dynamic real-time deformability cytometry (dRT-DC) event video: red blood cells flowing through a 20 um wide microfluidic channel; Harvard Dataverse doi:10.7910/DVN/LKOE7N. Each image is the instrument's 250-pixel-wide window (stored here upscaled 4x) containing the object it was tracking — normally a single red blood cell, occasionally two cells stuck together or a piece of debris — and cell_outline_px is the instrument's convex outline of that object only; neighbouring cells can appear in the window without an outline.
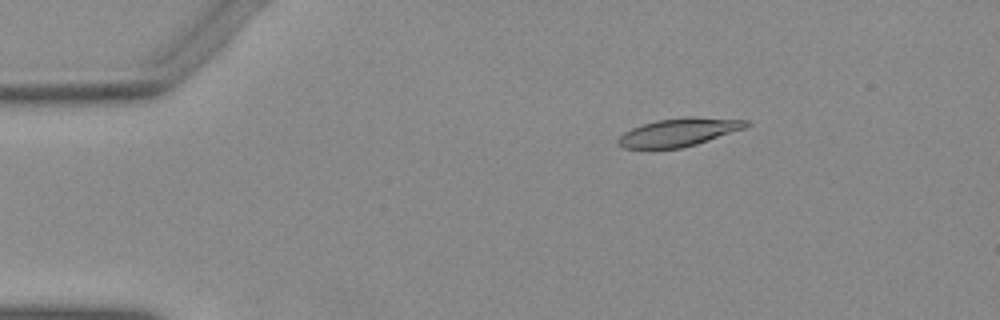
{"species": "Egyptian fruit bat (a non-hibernating species)", "species_latin": "Rousettus aegyptiacus", "temperature_condition": "warm", "stored_images_in_passage": 48, "camera_frame_rate_fps": 3000, "um_per_image_px": 0.085, "animal": {"sex": "female"}, "frame": {"image": 1, "passage_image": 4, "time_ms": 1.0, "image_size_px": [1000, 320], "cell_outline_px": [[752, 124], [744, 128], [696, 144], [680, 148], [624, 148], [616, 144], [616, 140], [624, 132], [632, 128], [656, 120], [688, 116], [692, 116], [748, 120]], "centroid_in_image_um": [57.69, 11.23], "position_along_channel_um": 27.3, "area_um2": 20.87}}
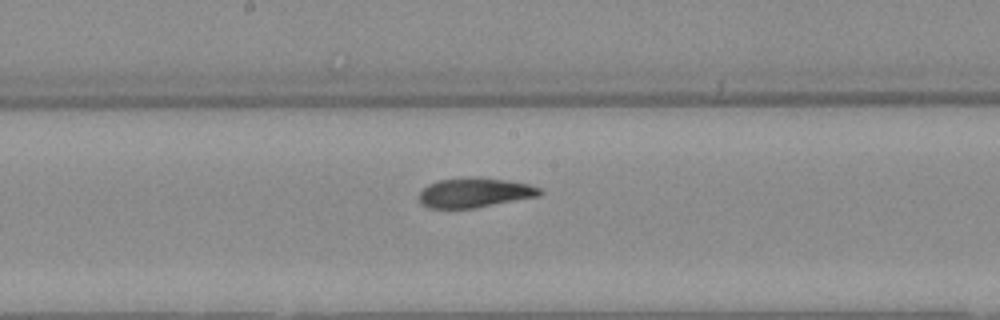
{"frame": {"image": 2, "passage_image": 23, "time_ms": 7.333, "image_size_px": [1000, 320], "cell_outline_px": [[544, 192], [540, 196], [476, 208], [428, 208], [420, 200], [420, 192], [428, 184], [440, 180], [472, 176], [504, 180], [532, 184], [540, 188]], "centroid_in_image_um": [40.41, 16.37], "position_along_channel_um": 207.8, "area_um2": 20.92}}
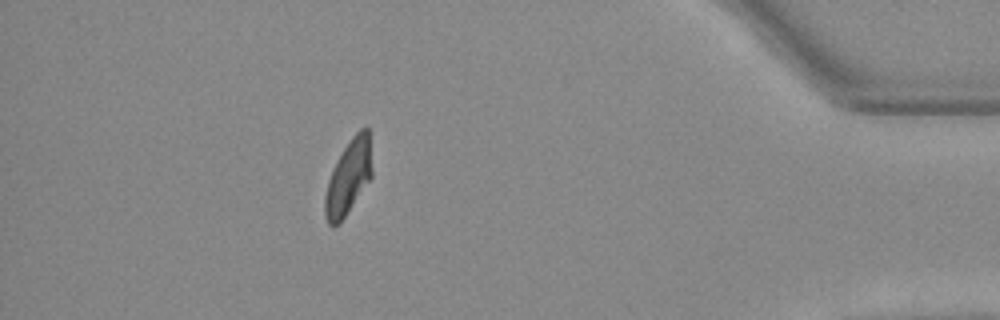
{"frame": {"image": 3, "passage_image": 42, "time_ms": 13.667, "image_size_px": [1000, 320], "cell_outline_px": [[372, 176], [340, 224], [332, 228], [328, 224], [324, 212], [324, 196], [328, 180], [344, 148], [352, 136], [360, 128], [368, 128], [372, 168]], "centroid_in_image_um": [29.61, 15.12], "position_along_channel_um": 405.6, "area_um2": 20.23}}